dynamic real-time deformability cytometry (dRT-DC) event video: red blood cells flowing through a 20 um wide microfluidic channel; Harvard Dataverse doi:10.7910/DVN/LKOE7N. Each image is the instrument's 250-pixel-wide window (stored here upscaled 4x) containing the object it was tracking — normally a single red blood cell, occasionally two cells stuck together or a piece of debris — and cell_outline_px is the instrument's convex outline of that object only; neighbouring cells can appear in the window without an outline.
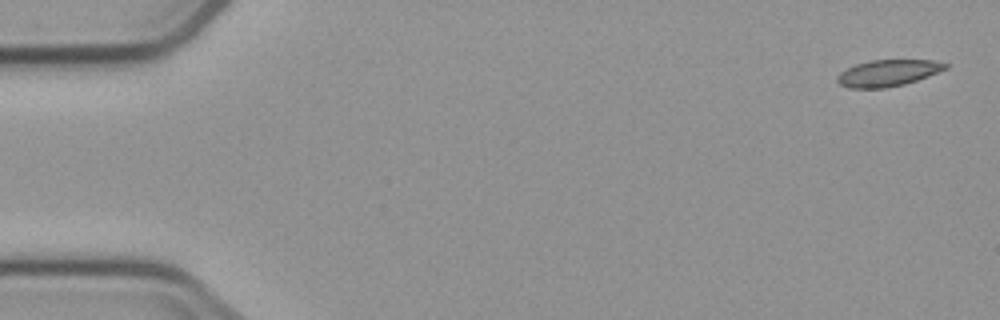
{"species": "common noctule bat (a hibernating species)", "species_latin": "Nyctalus noctula", "temperature_condition": "cold", "stored_images_in_passage": 4, "camera_frame_rate_fps": 3000, "um_per_image_px": 0.085, "animal": {"sex": "male", "body_mass_g": 23.1, "forearm_length_mm": 52.7}, "frame": {"image": 1, "passage_image": 1, "time_ms": 0.0, "image_size_px": [1000, 320], "cell_outline_px": [[948, 68], [928, 76], [904, 84], [884, 88], [848, 88], [840, 84], [836, 80], [836, 76], [840, 72], [856, 64], [872, 60], [932, 60], [948, 64]], "centroid_in_image_um": [75.45, 6.21], "position_along_channel_um": 9.5, "area_um2": 16.59}}